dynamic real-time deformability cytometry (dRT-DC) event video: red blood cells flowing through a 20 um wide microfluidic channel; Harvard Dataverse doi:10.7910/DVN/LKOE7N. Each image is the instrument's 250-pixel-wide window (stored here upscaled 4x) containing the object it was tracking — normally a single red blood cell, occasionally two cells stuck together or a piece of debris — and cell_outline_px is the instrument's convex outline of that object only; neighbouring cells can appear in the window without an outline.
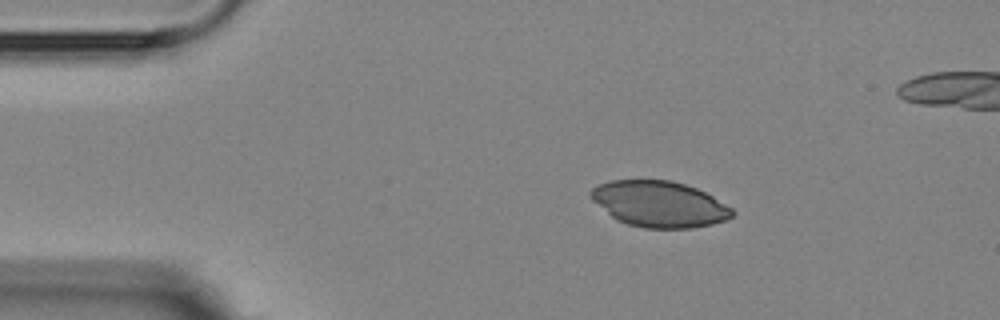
{"species": "Egyptian fruit bat (a non-hibernating species)", "species_latin": "Rousettus aegyptiacus", "temperature_condition": "room temperature", "stored_images_in_passage": 6, "camera_frame_rate_fps": 3000, "um_per_image_px": 0.085, "animal": {"sex": "female"}, "frame": {"image": 1, "passage_image": 2, "time_ms": 1.0, "image_size_px": [1000, 320], "cell_outline_px": [[736, 212], [728, 220], [712, 224], [692, 228], [644, 228], [628, 224], [616, 220], [592, 200], [588, 196], [588, 192], [592, 188], [600, 184], [612, 180], [672, 180], [696, 188], [712, 196], [732, 208]], "centroid_in_image_um": [56.04, 17.35], "position_along_channel_um": 29.0, "area_um2": 37.97}}